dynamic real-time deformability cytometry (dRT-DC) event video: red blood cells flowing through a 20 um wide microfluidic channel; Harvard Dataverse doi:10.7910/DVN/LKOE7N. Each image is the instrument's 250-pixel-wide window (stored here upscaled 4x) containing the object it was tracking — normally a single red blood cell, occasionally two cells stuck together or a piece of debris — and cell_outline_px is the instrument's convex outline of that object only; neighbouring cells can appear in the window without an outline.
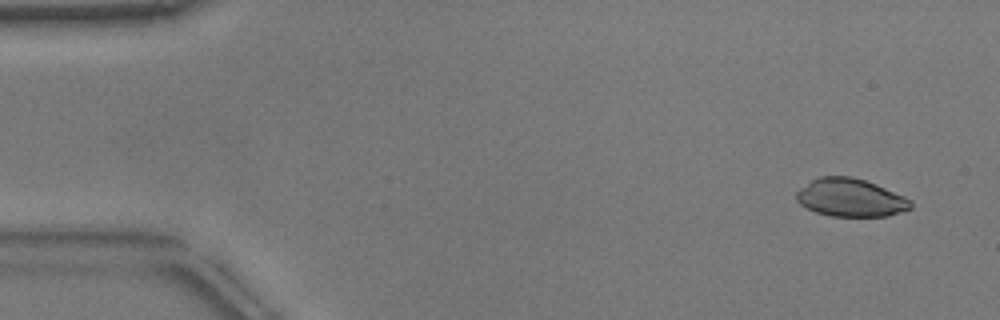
{"species": "common noctule bat (a hibernating species)", "species_latin": "Nyctalus noctula", "temperature_condition": "warm", "stored_images_in_passage": 52, "camera_frame_rate_fps": 3000, "um_per_image_px": 0.085, "animal": {"sex": "male", "body_mass_g": 17.9}, "frame": {"image": 1, "passage_image": 3, "time_ms": 0.667, "image_size_px": [1000, 320], "cell_outline_px": [[912, 208], [888, 216], [832, 216], [816, 212], [800, 204], [796, 200], [796, 192], [800, 188], [812, 180], [820, 176], [852, 176], [876, 184], [904, 196], [912, 200]], "centroid_in_image_um": [72.3, 16.8], "position_along_channel_um": 12.7, "area_um2": 25.26}}
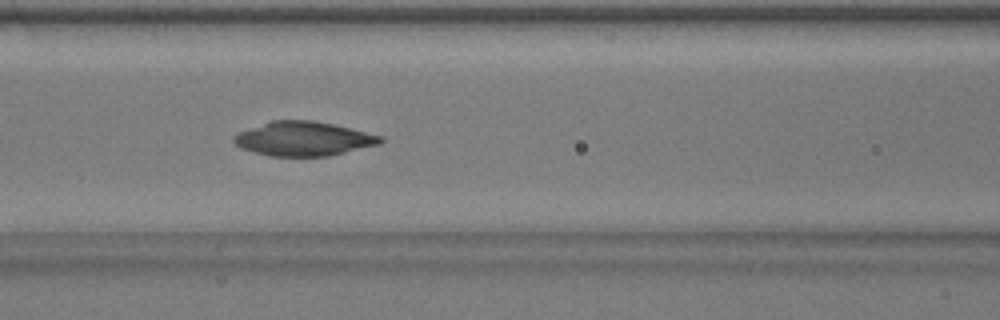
{"frame": {"image": 2, "passage_image": 22, "time_ms": 7.0, "image_size_px": [1000, 320], "cell_outline_px": [[384, 140], [380, 144], [328, 156], [272, 156], [240, 148], [232, 140], [232, 136], [240, 132], [272, 120], [312, 120], [332, 124], [384, 136]], "centroid_in_image_um": [25.82, 11.79], "position_along_channel_um": 140.8, "area_um2": 29.02}}
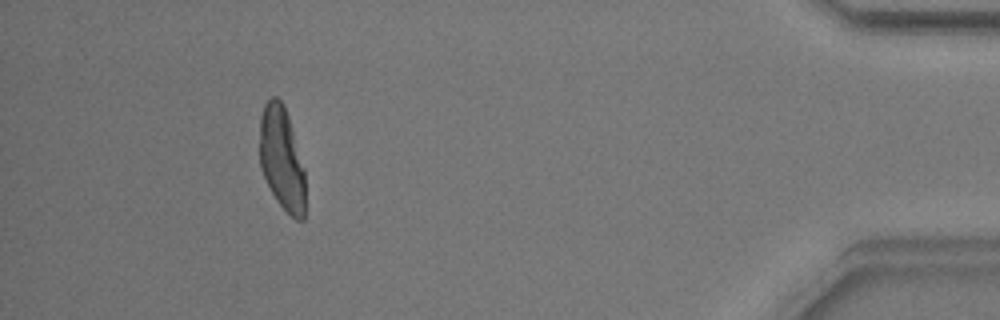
{"frame": {"image": 3, "passage_image": 48, "time_ms": 15.667, "image_size_px": [1000, 320], "cell_outline_px": [[304, 220], [296, 220], [276, 200], [260, 168], [260, 116], [264, 104], [272, 96], [276, 96], [284, 104], [288, 116], [304, 168]], "centroid_in_image_um": [23.94, 13.45], "position_along_channel_um": 411.3, "area_um2": 27.22}, "authors_computed_cell_mechanics": {"area_um2": 28.1197, "velocity_mm_per_s": 3.828, "shape_relaxation_time_tau1_ms": null, "shape_relaxation_time_tau2_ms": 5.805, "deformation_change_tau1": null, "deformation_change_tau2": 0.0772}}